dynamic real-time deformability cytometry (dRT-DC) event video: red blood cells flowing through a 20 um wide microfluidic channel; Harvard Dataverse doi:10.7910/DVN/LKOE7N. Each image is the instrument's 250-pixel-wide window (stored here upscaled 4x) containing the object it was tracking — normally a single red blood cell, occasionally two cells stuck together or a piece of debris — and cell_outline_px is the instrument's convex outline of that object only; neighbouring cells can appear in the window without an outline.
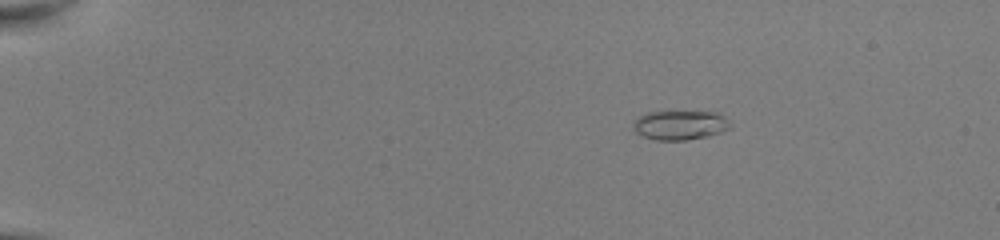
{"species": "common noctule bat (a hibernating species)", "species_latin": "Nyctalus noctula", "temperature_condition": "room temperature", "stored_images_in_passage": 43, "camera_frame_rate_fps": 3000, "um_per_image_px": 0.085, "animal": {"sex": "female", "body_mass_g": 22.0, "forearm_length_mm": 56.7}, "frame": {"image": 1, "passage_image": 1, "time_ms": 0.0, "image_size_px": [1000, 240], "cell_outline_px": [[732, 128], [708, 136], [684, 140], [656, 140], [644, 136], [636, 132], [632, 128], [632, 124], [640, 116], [648, 112], [720, 112], [728, 120]], "centroid_in_image_um": [57.83, 10.63], "position_along_channel_um": 27.2, "area_um2": 16.53}}
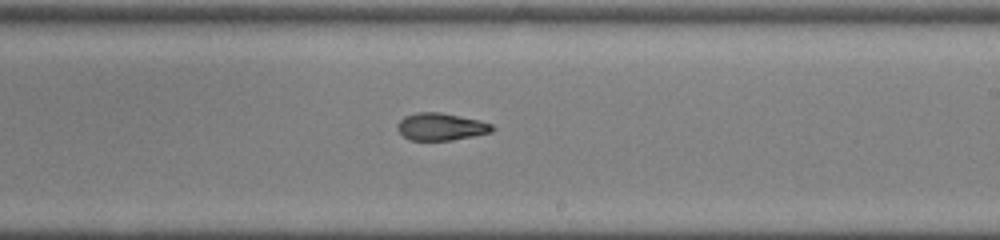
{"frame": {"image": 2, "passage_image": 25, "time_ms": 8.0, "image_size_px": [1000, 240], "cell_outline_px": [[496, 128], [492, 132], [452, 140], [408, 140], [396, 128], [400, 120], [404, 116], [416, 112], [440, 112], [480, 120], [492, 124]], "centroid_in_image_um": [37.49, 10.76], "position_along_channel_um": 251.5, "area_um2": 15.14}}
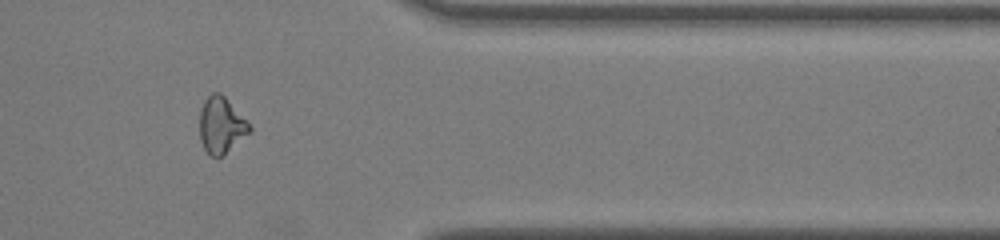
{"frame": {"image": 3, "passage_image": 36, "time_ms": 11.667, "image_size_px": [1000, 240], "cell_outline_px": [[252, 128], [248, 132], [220, 156], [212, 156], [204, 148], [200, 140], [200, 108], [204, 100], [212, 92], [220, 92], [224, 96]], "centroid_in_image_um": [18.74, 10.59], "position_along_channel_um": 392.7, "area_um2": 15.61}, "authors_computed_cell_mechanics": {"area_um2": 15.8372, "velocity_mm_per_s": 4.0712, "shape_relaxation_time_tau1_ms": null, "shape_relaxation_time_tau2_ms": 2.4311, "deformation_change_tau1": null, "deformation_change_tau2": 0.0706}}